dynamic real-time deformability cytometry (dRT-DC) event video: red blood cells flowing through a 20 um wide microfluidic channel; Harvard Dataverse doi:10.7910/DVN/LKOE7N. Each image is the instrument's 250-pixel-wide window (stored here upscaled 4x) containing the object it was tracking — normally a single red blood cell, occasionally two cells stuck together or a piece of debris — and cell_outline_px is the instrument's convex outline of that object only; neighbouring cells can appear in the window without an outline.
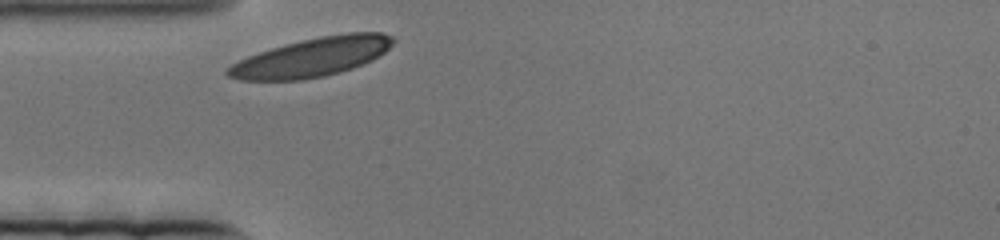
{"species": "human", "species_latin": "Homo sapiens", "temperature_condition": "cold", "stored_images_in_passage": 44, "camera_frame_rate_fps": 3000, "um_per_image_px": 0.085, "donor": {"sex": "female"}, "frame": {"image": 1, "passage_image": 1, "time_ms": 0.0, "image_size_px": [1000, 240], "cell_outline_px": [[396, 40], [384, 52], [372, 60], [352, 68], [340, 72], [324, 76], [304, 80], [240, 80], [228, 76], [224, 72], [232, 64], [248, 56], [272, 48], [320, 36], [348, 32], [380, 32], [392, 36]], "centroid_in_image_um": [26.54, 4.87], "position_along_channel_um": 58.5, "area_um2": 37.11}}
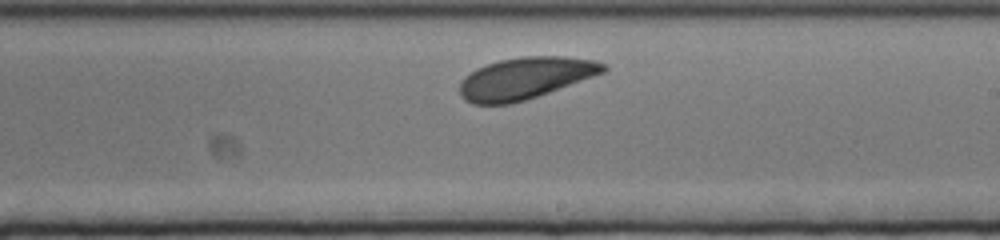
{"frame": {"image": 2, "passage_image": 26, "time_ms": 8.333, "image_size_px": [1000, 240], "cell_outline_px": [[608, 68], [604, 72], [548, 92], [524, 100], [508, 104], [472, 104], [464, 100], [460, 96], [460, 80], [464, 76], [476, 68], [500, 60], [524, 56], [564, 56], [596, 60], [608, 64]], "centroid_in_image_um": [44.63, 6.63], "position_along_channel_um": 244.4, "area_um2": 34.8}}
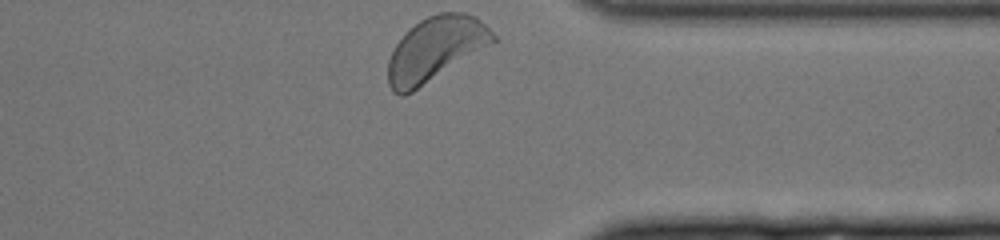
{"frame": {"image": 3, "passage_image": 44, "time_ms": 14.333, "image_size_px": [1000, 240], "cell_outline_px": [[496, 40], [412, 92], [404, 96], [400, 96], [392, 92], [388, 84], [388, 60], [396, 44], [420, 20], [428, 16], [440, 12], [464, 12], [476, 16], [496, 36]], "centroid_in_image_um": [36.98, 4.17], "position_along_channel_um": 374.4, "area_um2": 38.38}}